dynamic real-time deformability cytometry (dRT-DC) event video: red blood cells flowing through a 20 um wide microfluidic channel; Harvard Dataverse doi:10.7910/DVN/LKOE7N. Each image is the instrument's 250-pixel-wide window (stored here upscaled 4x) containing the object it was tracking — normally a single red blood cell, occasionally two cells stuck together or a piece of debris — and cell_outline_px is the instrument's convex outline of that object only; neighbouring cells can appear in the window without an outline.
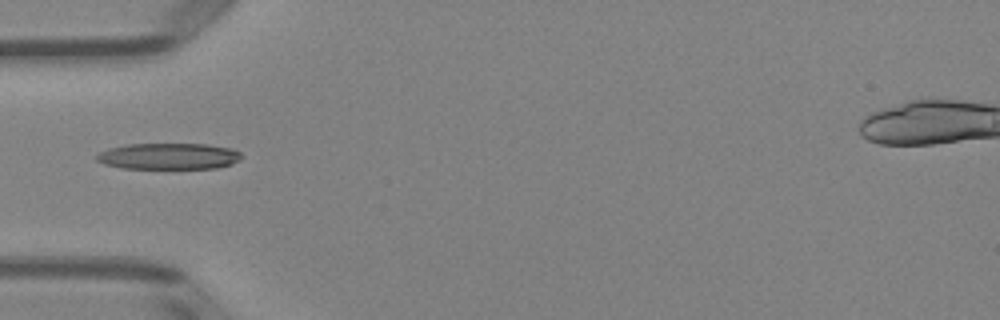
{"species": "Egyptian fruit bat (a non-hibernating species)", "species_latin": "Rousettus aegyptiacus", "temperature_condition": "room temperature", "stored_images_in_passage": 5, "camera_frame_rate_fps": 3000, "um_per_image_px": 0.085, "animal": {"sex": "female"}, "frame": {"image": 1, "passage_image": 4, "time_ms": 4.333, "image_size_px": [1000, 320], "cell_outline_px": [[240, 160], [232, 164], [216, 168], [120, 168], [104, 164], [96, 160], [96, 156], [100, 152], [108, 148], [128, 144], [208, 144], [232, 148], [240, 152]], "centroid_in_image_um": [14.34, 13.27], "position_along_channel_um": 70.7, "area_um2": 22.2}}
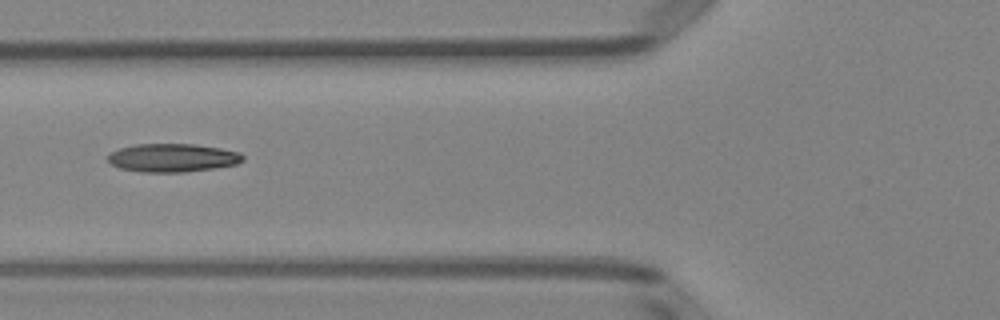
{"frame": {"image": 2, "passage_image": 5, "time_ms": 5.333, "image_size_px": [1000, 320], "cell_outline_px": [[244, 160], [236, 164], [216, 168], [184, 172], [140, 172], [120, 168], [112, 164], [108, 160], [108, 156], [112, 152], [120, 148], [136, 144], [192, 144], [220, 148], [240, 152], [244, 156]], "centroid_in_image_um": [14.69, 13.41], "position_along_channel_um": 111.1, "area_um2": 22.25}}